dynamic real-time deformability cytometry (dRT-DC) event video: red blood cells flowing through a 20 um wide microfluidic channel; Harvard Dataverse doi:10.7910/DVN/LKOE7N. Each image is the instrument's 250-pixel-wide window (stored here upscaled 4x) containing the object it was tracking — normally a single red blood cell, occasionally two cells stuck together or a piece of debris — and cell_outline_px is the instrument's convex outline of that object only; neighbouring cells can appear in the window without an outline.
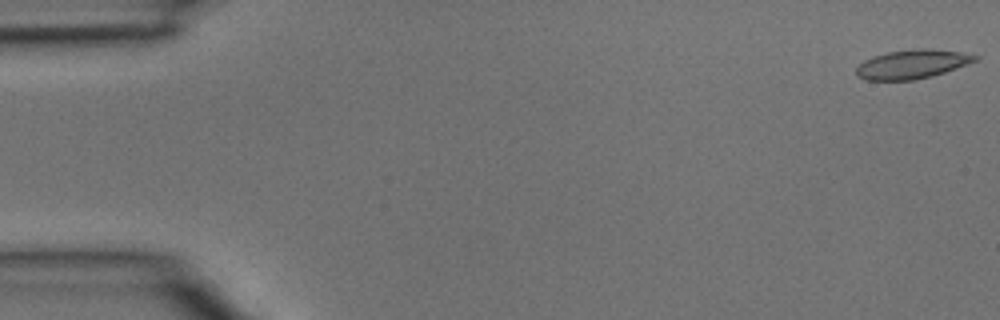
{"species": "common noctule bat (a hibernating species)", "species_latin": "Nyctalus noctula", "temperature_condition": "room temperature", "stored_images_in_passage": 4, "camera_frame_rate_fps": 3000, "um_per_image_px": 0.085, "animal": {"sex": "male", "body_mass_g": 15.6}, "frame": {"image": 1, "passage_image": 1, "time_ms": 0.0, "image_size_px": [1000, 320], "cell_outline_px": [[980, 60], [932, 76], [912, 80], [864, 80], [856, 76], [856, 68], [864, 60], [872, 56], [888, 52], [920, 48], [928, 48], [960, 52], [980, 56]], "centroid_in_image_um": [77.53, 5.45], "position_along_channel_um": 7.5, "area_um2": 20.11}}
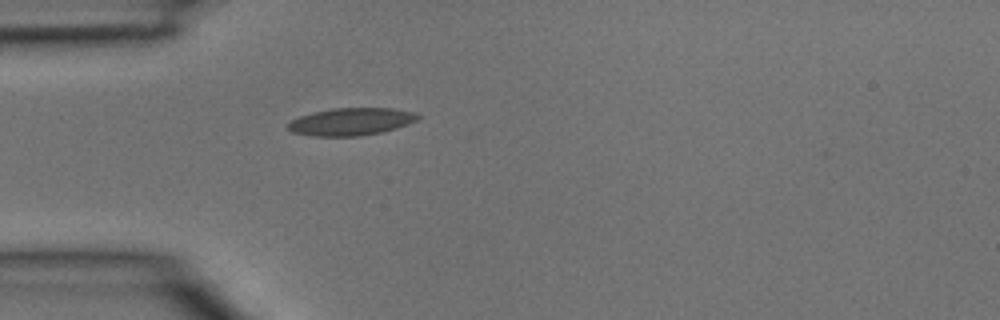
{"frame": {"image": 2, "passage_image": 4, "time_ms": 1.0, "image_size_px": [1000, 320], "cell_outline_px": [[420, 116], [416, 120], [408, 124], [384, 132], [360, 136], [312, 136], [292, 132], [288, 128], [288, 124], [292, 120], [300, 116], [312, 112], [332, 108], [392, 108], [412, 112]], "centroid_in_image_um": [29.83, 10.34], "position_along_channel_um": 55.2, "area_um2": 20.75}}